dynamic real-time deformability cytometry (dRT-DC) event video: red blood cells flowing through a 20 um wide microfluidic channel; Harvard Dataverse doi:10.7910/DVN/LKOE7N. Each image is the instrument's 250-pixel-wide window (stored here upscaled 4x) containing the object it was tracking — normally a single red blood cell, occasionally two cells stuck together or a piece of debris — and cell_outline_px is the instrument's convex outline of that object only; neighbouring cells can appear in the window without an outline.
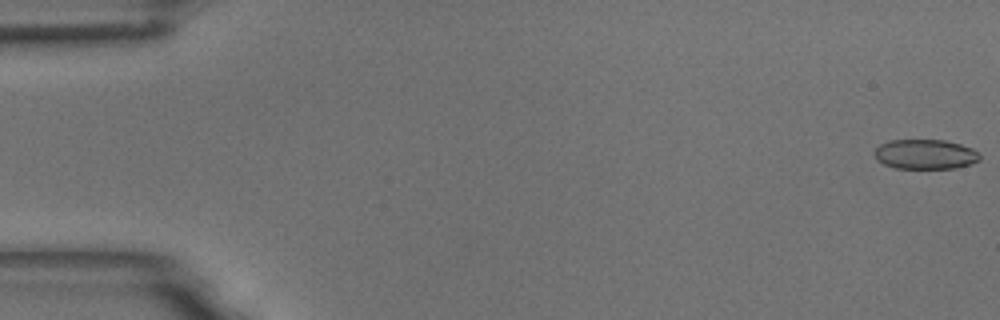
{"species": "common noctule bat (a hibernating species)", "species_latin": "Nyctalus noctula", "temperature_condition": "room temperature", "stored_images_in_passage": 7, "camera_frame_rate_fps": 3000, "um_per_image_px": 0.085, "animal": {"sex": "male", "body_mass_g": 18.8}, "frame": {"image": 1, "passage_image": 1, "time_ms": 0.0, "image_size_px": [1000, 320], "cell_outline_px": [[980, 160], [972, 164], [956, 168], [896, 168], [884, 164], [876, 160], [876, 148], [880, 144], [888, 140], [944, 140], [960, 144], [972, 148], [980, 156]], "centroid_in_image_um": [78.66, 13.11], "position_along_channel_um": 6.3, "area_um2": 18.21}}
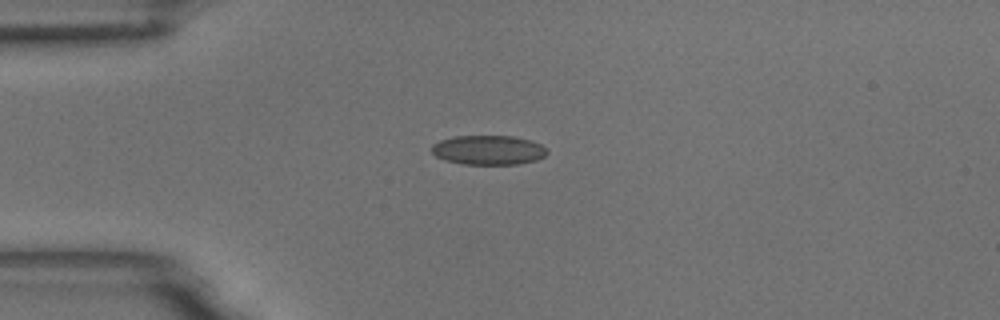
{"frame": {"image": 2, "passage_image": 5, "time_ms": 1.333, "image_size_px": [1000, 320], "cell_outline_px": [[548, 152], [544, 156], [536, 160], [516, 164], [464, 164], [444, 160], [436, 156], [432, 152], [432, 144], [440, 140], [456, 136], [512, 136], [532, 140], [548, 148]], "centroid_in_image_um": [41.53, 12.75], "position_along_channel_um": 43.5, "area_um2": 19.83}}